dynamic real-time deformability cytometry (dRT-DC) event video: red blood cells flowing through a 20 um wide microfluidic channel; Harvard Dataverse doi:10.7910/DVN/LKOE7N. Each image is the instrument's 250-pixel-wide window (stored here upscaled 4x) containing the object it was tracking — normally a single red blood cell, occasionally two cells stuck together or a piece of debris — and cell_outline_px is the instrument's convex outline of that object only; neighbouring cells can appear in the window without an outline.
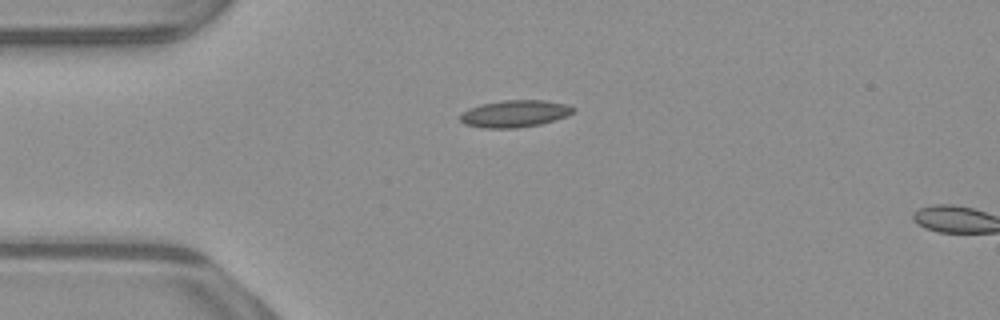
{"species": "common noctule bat (a hibernating species)", "species_latin": "Nyctalus noctula", "temperature_condition": "warm", "stored_images_in_passage": 3, "camera_frame_rate_fps": 3000, "um_per_image_px": 0.085, "animal": {"sex": "male", "body_mass_g": 23.1, "forearm_length_mm": 52.7}, "frame": {"image": 1, "passage_image": 1, "time_ms": 0.0, "image_size_px": [1000, 320], "cell_outline_px": [[576, 108], [572, 112], [564, 116], [540, 124], [516, 128], [484, 128], [464, 124], [460, 120], [460, 112], [468, 108], [480, 104], [504, 100], [544, 100], [564, 104]], "centroid_in_image_um": [43.67, 9.66], "position_along_channel_um": 41.3, "area_um2": 17.69}}